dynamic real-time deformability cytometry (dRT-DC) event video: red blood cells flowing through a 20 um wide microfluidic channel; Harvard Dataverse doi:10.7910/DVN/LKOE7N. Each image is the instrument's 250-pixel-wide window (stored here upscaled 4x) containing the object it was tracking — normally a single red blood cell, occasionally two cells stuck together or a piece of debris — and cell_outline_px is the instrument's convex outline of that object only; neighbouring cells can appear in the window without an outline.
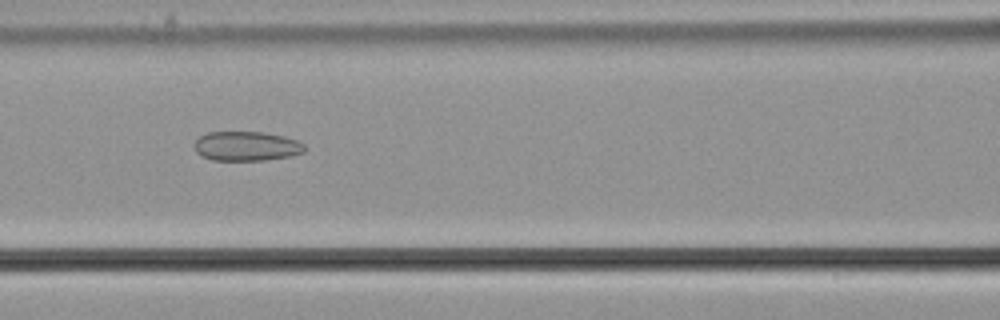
{"species": "common noctule bat (a hibernating species)", "species_latin": "Nyctalus noctula", "temperature_condition": "cold", "stored_images_in_passage": 42, "camera_frame_rate_fps": 3000, "um_per_image_px": 0.085, "animal": {"sex": "male", "body_mass_g": 21.5, "forearm_length_mm": 52.0}, "frame": {"image": 1, "passage_image": 11, "time_ms": 3.333, "image_size_px": [1000, 320], "cell_outline_px": [[308, 148], [304, 152], [292, 156], [264, 160], [212, 160], [200, 156], [196, 152], [192, 144], [200, 136], [208, 132], [264, 132], [284, 136], [296, 140], [304, 144]], "centroid_in_image_um": [20.95, 12.42], "position_along_channel_um": 145.7, "area_um2": 19.19}}
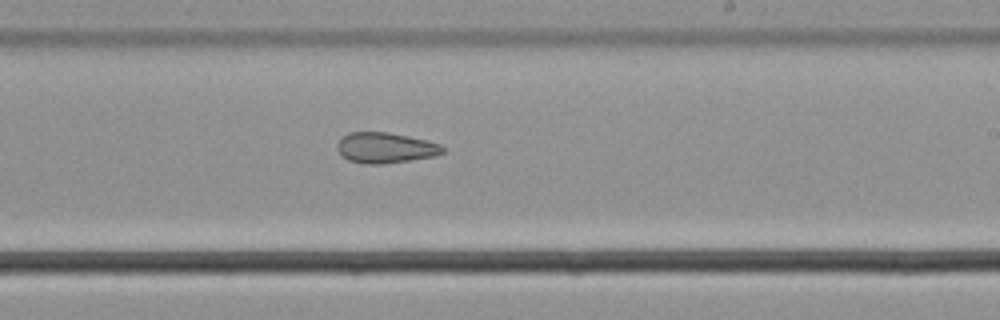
{"frame": {"image": 2, "passage_image": 20, "time_ms": 6.333, "image_size_px": [1000, 320], "cell_outline_px": [[444, 152], [436, 156], [384, 164], [364, 164], [348, 160], [336, 148], [336, 144], [348, 132], [388, 132], [428, 140], [440, 144], [444, 148]], "centroid_in_image_um": [32.78, 12.56], "position_along_channel_um": 256.2, "area_um2": 18.84}}
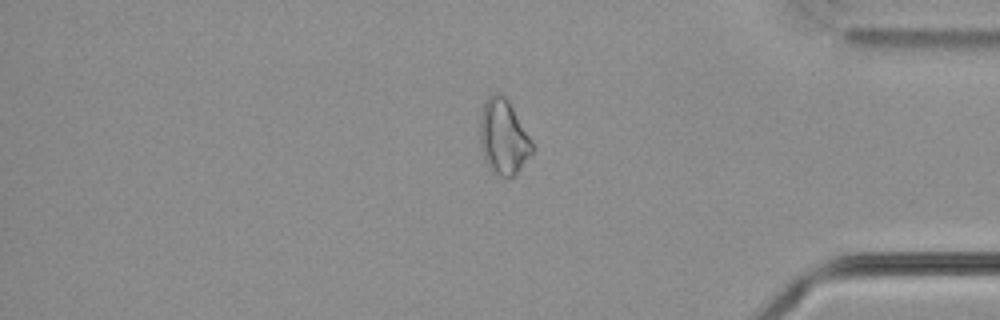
{"frame": {"image": 3, "passage_image": 33, "time_ms": 10.667, "image_size_px": [1000, 320], "cell_outline_px": [[536, 148], [516, 172], [512, 176], [500, 176], [488, 168], [484, 160], [480, 144], [480, 116], [484, 104], [488, 96], [492, 92], [496, 92], [504, 96], [508, 100]], "centroid_in_image_um": [42.77, 11.63], "position_along_channel_um": 392.4, "area_um2": 22.66}, "authors_computed_cell_mechanics": {"area_um2": 20.8369, "velocity_mm_per_s": 3.6925, "shape_relaxation_time_tau1_ms": null, "shape_relaxation_time_tau2_ms": 4.2957, "deformation_change_tau1": null, "deformation_change_tau2": 0.1138}}